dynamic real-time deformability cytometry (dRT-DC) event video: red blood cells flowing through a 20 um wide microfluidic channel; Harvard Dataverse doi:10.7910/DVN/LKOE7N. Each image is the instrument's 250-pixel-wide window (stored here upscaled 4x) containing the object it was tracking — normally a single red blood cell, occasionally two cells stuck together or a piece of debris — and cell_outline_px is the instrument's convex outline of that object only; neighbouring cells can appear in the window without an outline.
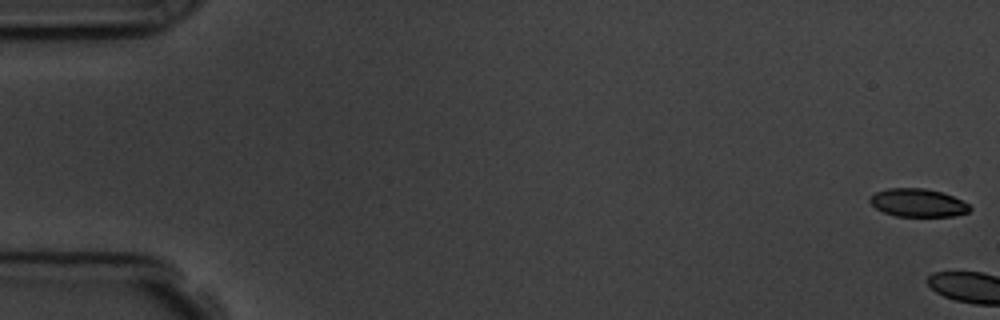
{"species": "common noctule bat (a hibernating species)", "species_latin": "Nyctalus noctula", "temperature_condition": "room temperature", "stored_images_in_passage": 18, "camera_frame_rate_fps": 3000, "um_per_image_px": 0.085, "animal": {"sex": "male", "body_mass_g": 19.5, "forearm_length_mm": 54.6}, "frame": {"image": 1, "passage_image": 1, "time_ms": 0.0, "image_size_px": [1000, 320], "cell_outline_px": [[972, 208], [968, 212], [952, 216], [896, 216], [884, 212], [876, 208], [868, 200], [876, 192], [888, 188], [924, 188], [944, 192], [968, 204]], "centroid_in_image_um": [78.02, 17.23], "position_along_channel_um": 7.0, "area_um2": 16.24}}
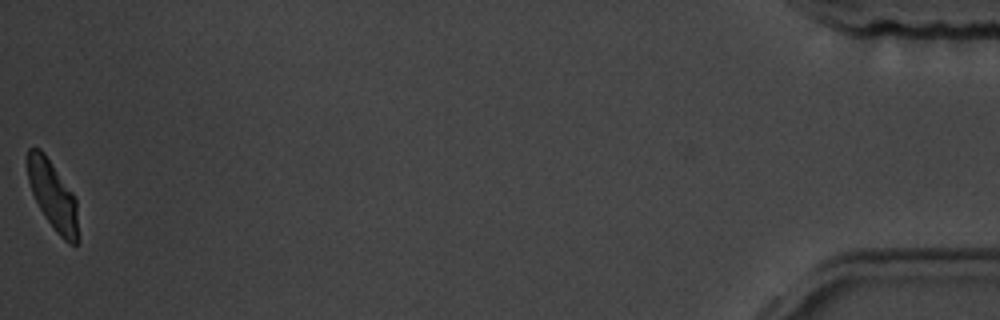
{"frame": {"image": 2, "passage_image": 18, "time_ms": 19.333, "image_size_px": [1000, 320], "cell_outline_px": [[80, 240], [76, 244], [68, 244], [56, 232], [44, 216], [32, 192], [28, 180], [28, 148], [40, 148], [44, 152], [72, 192], [76, 200]], "centroid_in_image_um": [4.53, 16.67], "position_along_channel_um": 430.7, "area_um2": 20.23}, "authors_computed_cell_mechanics": {"area_um2": 22.0218, "velocity_mm_per_s": 3.703, "shape_relaxation_time_tau1_ms": 2.5643, "shape_relaxation_time_tau2_ms": 1.7087, "deformation_change_tau1": 0.1032, "deformation_change_tau2": 0.0401}}